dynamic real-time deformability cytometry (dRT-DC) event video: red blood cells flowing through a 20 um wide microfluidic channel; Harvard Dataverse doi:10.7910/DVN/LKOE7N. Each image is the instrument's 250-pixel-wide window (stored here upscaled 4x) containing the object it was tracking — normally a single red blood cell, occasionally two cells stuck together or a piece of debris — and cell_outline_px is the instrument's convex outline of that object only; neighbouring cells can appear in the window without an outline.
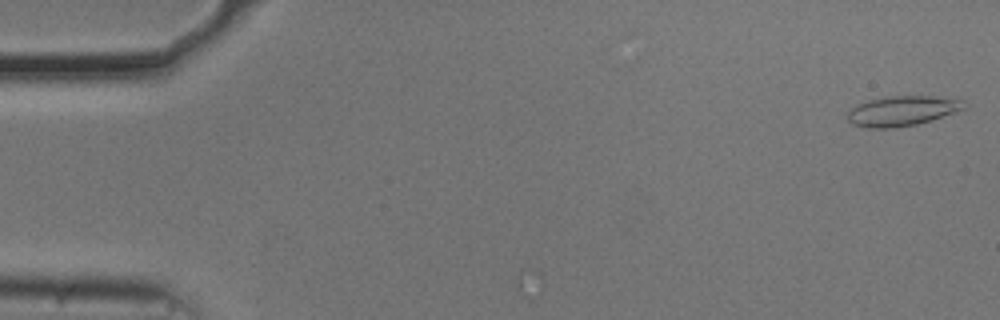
{"species": "common noctule bat (a hibernating species)", "species_latin": "Nyctalus noctula", "temperature_condition": "cold", "stored_images_in_passage": 7, "camera_frame_rate_fps": 3000, "um_per_image_px": 0.085, "animal": {"sex": "male", "body_mass_g": 20.5, "forearm_length_mm": 52.5}, "frame": {"image": 1, "passage_image": 1, "time_ms": 0.0, "image_size_px": [1000, 320], "cell_outline_px": [[968, 104], [964, 108], [916, 124], [892, 128], [868, 128], [852, 124], [848, 120], [848, 112], [852, 108], [868, 100], [884, 96], [932, 96], [964, 100]], "centroid_in_image_um": [76.65, 9.41], "position_along_channel_um": 8.3, "area_um2": 20.0}}